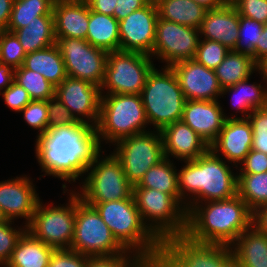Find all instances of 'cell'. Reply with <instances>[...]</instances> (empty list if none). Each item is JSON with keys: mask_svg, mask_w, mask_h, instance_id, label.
<instances>
[{"mask_svg": "<svg viewBox=\"0 0 267 267\" xmlns=\"http://www.w3.org/2000/svg\"><path fill=\"white\" fill-rule=\"evenodd\" d=\"M35 153L42 172L76 182L101 151L96 127L88 123L48 129L35 140Z\"/></svg>", "mask_w": 267, "mask_h": 267, "instance_id": "1", "label": "cell"}, {"mask_svg": "<svg viewBox=\"0 0 267 267\" xmlns=\"http://www.w3.org/2000/svg\"><path fill=\"white\" fill-rule=\"evenodd\" d=\"M184 163L178 170L177 181L180 203L187 212L195 204L227 200L237 195L238 172L234 173L220 155L209 149L195 160Z\"/></svg>", "mask_w": 267, "mask_h": 267, "instance_id": "2", "label": "cell"}, {"mask_svg": "<svg viewBox=\"0 0 267 267\" xmlns=\"http://www.w3.org/2000/svg\"><path fill=\"white\" fill-rule=\"evenodd\" d=\"M252 224L253 212L237 194L227 200L195 204L187 212L185 235L196 242L231 246Z\"/></svg>", "mask_w": 267, "mask_h": 267, "instance_id": "3", "label": "cell"}, {"mask_svg": "<svg viewBox=\"0 0 267 267\" xmlns=\"http://www.w3.org/2000/svg\"><path fill=\"white\" fill-rule=\"evenodd\" d=\"M93 206L117 241L128 251L148 257L162 242L144 224L133 195L110 202H84Z\"/></svg>", "mask_w": 267, "mask_h": 267, "instance_id": "4", "label": "cell"}, {"mask_svg": "<svg viewBox=\"0 0 267 267\" xmlns=\"http://www.w3.org/2000/svg\"><path fill=\"white\" fill-rule=\"evenodd\" d=\"M140 95L147 122L155 130L182 119L186 98L171 67L164 66L160 71L154 66Z\"/></svg>", "mask_w": 267, "mask_h": 267, "instance_id": "5", "label": "cell"}, {"mask_svg": "<svg viewBox=\"0 0 267 267\" xmlns=\"http://www.w3.org/2000/svg\"><path fill=\"white\" fill-rule=\"evenodd\" d=\"M105 93L101 94L100 115L96 126L100 144L105 141L106 144L114 145L122 138L147 131L149 124L140 94Z\"/></svg>", "mask_w": 267, "mask_h": 267, "instance_id": "6", "label": "cell"}, {"mask_svg": "<svg viewBox=\"0 0 267 267\" xmlns=\"http://www.w3.org/2000/svg\"><path fill=\"white\" fill-rule=\"evenodd\" d=\"M133 197L144 224L162 243L186 233L187 210L174 196L153 188H133Z\"/></svg>", "mask_w": 267, "mask_h": 267, "instance_id": "7", "label": "cell"}, {"mask_svg": "<svg viewBox=\"0 0 267 267\" xmlns=\"http://www.w3.org/2000/svg\"><path fill=\"white\" fill-rule=\"evenodd\" d=\"M71 250L91 258L113 257L127 250L113 236L97 210L75 192V225Z\"/></svg>", "mask_w": 267, "mask_h": 267, "instance_id": "8", "label": "cell"}, {"mask_svg": "<svg viewBox=\"0 0 267 267\" xmlns=\"http://www.w3.org/2000/svg\"><path fill=\"white\" fill-rule=\"evenodd\" d=\"M100 153L88 167L87 177L76 192L83 202H110L130 198L133 185L127 180L120 161L113 153Z\"/></svg>", "mask_w": 267, "mask_h": 267, "instance_id": "9", "label": "cell"}, {"mask_svg": "<svg viewBox=\"0 0 267 267\" xmlns=\"http://www.w3.org/2000/svg\"><path fill=\"white\" fill-rule=\"evenodd\" d=\"M152 57L130 51L108 53L101 94H141L149 72L154 67Z\"/></svg>", "mask_w": 267, "mask_h": 267, "instance_id": "10", "label": "cell"}, {"mask_svg": "<svg viewBox=\"0 0 267 267\" xmlns=\"http://www.w3.org/2000/svg\"><path fill=\"white\" fill-rule=\"evenodd\" d=\"M113 154L120 161L127 180L134 186L144 174L165 158L162 134L145 131L122 138L114 144Z\"/></svg>", "mask_w": 267, "mask_h": 267, "instance_id": "11", "label": "cell"}, {"mask_svg": "<svg viewBox=\"0 0 267 267\" xmlns=\"http://www.w3.org/2000/svg\"><path fill=\"white\" fill-rule=\"evenodd\" d=\"M67 193H70L69 203L65 206H55L53 203L47 206L39 200L32 221L27 226V231L35 238L55 250L70 249L74 236L75 191Z\"/></svg>", "mask_w": 267, "mask_h": 267, "instance_id": "12", "label": "cell"}, {"mask_svg": "<svg viewBox=\"0 0 267 267\" xmlns=\"http://www.w3.org/2000/svg\"><path fill=\"white\" fill-rule=\"evenodd\" d=\"M67 76L101 86L105 76L108 52L80 38H56Z\"/></svg>", "mask_w": 267, "mask_h": 267, "instance_id": "13", "label": "cell"}, {"mask_svg": "<svg viewBox=\"0 0 267 267\" xmlns=\"http://www.w3.org/2000/svg\"><path fill=\"white\" fill-rule=\"evenodd\" d=\"M199 35V29L158 17L152 57L157 56L167 67L194 59Z\"/></svg>", "mask_w": 267, "mask_h": 267, "instance_id": "14", "label": "cell"}, {"mask_svg": "<svg viewBox=\"0 0 267 267\" xmlns=\"http://www.w3.org/2000/svg\"><path fill=\"white\" fill-rule=\"evenodd\" d=\"M158 10L154 0L119 21L120 50L152 57Z\"/></svg>", "mask_w": 267, "mask_h": 267, "instance_id": "15", "label": "cell"}, {"mask_svg": "<svg viewBox=\"0 0 267 267\" xmlns=\"http://www.w3.org/2000/svg\"><path fill=\"white\" fill-rule=\"evenodd\" d=\"M57 97L82 123L96 127L100 115V87L90 82L67 76L56 88Z\"/></svg>", "mask_w": 267, "mask_h": 267, "instance_id": "16", "label": "cell"}, {"mask_svg": "<svg viewBox=\"0 0 267 267\" xmlns=\"http://www.w3.org/2000/svg\"><path fill=\"white\" fill-rule=\"evenodd\" d=\"M39 200L35 185L27 175L0 182V210L6 220L14 223L23 217L27 227Z\"/></svg>", "mask_w": 267, "mask_h": 267, "instance_id": "17", "label": "cell"}, {"mask_svg": "<svg viewBox=\"0 0 267 267\" xmlns=\"http://www.w3.org/2000/svg\"><path fill=\"white\" fill-rule=\"evenodd\" d=\"M163 244L186 267H223L232 254L229 245L196 242L185 234L169 237Z\"/></svg>", "mask_w": 267, "mask_h": 267, "instance_id": "18", "label": "cell"}, {"mask_svg": "<svg viewBox=\"0 0 267 267\" xmlns=\"http://www.w3.org/2000/svg\"><path fill=\"white\" fill-rule=\"evenodd\" d=\"M186 100L215 101L221 96L222 88L212 69L195 59L181 61L171 66Z\"/></svg>", "mask_w": 267, "mask_h": 267, "instance_id": "19", "label": "cell"}, {"mask_svg": "<svg viewBox=\"0 0 267 267\" xmlns=\"http://www.w3.org/2000/svg\"><path fill=\"white\" fill-rule=\"evenodd\" d=\"M252 143V127L248 119H226L217 138L209 145V149L215 155L221 153L223 159L231 165L233 162V166L237 168L250 152Z\"/></svg>", "mask_w": 267, "mask_h": 267, "instance_id": "20", "label": "cell"}, {"mask_svg": "<svg viewBox=\"0 0 267 267\" xmlns=\"http://www.w3.org/2000/svg\"><path fill=\"white\" fill-rule=\"evenodd\" d=\"M226 119H237L225 115L219 100H186L182 121L210 145L220 133Z\"/></svg>", "mask_w": 267, "mask_h": 267, "instance_id": "21", "label": "cell"}, {"mask_svg": "<svg viewBox=\"0 0 267 267\" xmlns=\"http://www.w3.org/2000/svg\"><path fill=\"white\" fill-rule=\"evenodd\" d=\"M160 132L166 158L195 160L209 150L207 142L182 120L165 126Z\"/></svg>", "mask_w": 267, "mask_h": 267, "instance_id": "22", "label": "cell"}, {"mask_svg": "<svg viewBox=\"0 0 267 267\" xmlns=\"http://www.w3.org/2000/svg\"><path fill=\"white\" fill-rule=\"evenodd\" d=\"M200 38L220 42L236 50L239 39V13L232 4L207 10L199 28Z\"/></svg>", "mask_w": 267, "mask_h": 267, "instance_id": "23", "label": "cell"}, {"mask_svg": "<svg viewBox=\"0 0 267 267\" xmlns=\"http://www.w3.org/2000/svg\"><path fill=\"white\" fill-rule=\"evenodd\" d=\"M55 37L86 40L89 6L82 0H55L53 6Z\"/></svg>", "mask_w": 267, "mask_h": 267, "instance_id": "24", "label": "cell"}, {"mask_svg": "<svg viewBox=\"0 0 267 267\" xmlns=\"http://www.w3.org/2000/svg\"><path fill=\"white\" fill-rule=\"evenodd\" d=\"M230 247L243 267H267V235L253 224Z\"/></svg>", "mask_w": 267, "mask_h": 267, "instance_id": "25", "label": "cell"}, {"mask_svg": "<svg viewBox=\"0 0 267 267\" xmlns=\"http://www.w3.org/2000/svg\"><path fill=\"white\" fill-rule=\"evenodd\" d=\"M54 250L26 230L5 267H48Z\"/></svg>", "mask_w": 267, "mask_h": 267, "instance_id": "26", "label": "cell"}, {"mask_svg": "<svg viewBox=\"0 0 267 267\" xmlns=\"http://www.w3.org/2000/svg\"><path fill=\"white\" fill-rule=\"evenodd\" d=\"M23 66L45 77L55 88L67 77L58 45L27 53Z\"/></svg>", "mask_w": 267, "mask_h": 267, "instance_id": "27", "label": "cell"}, {"mask_svg": "<svg viewBox=\"0 0 267 267\" xmlns=\"http://www.w3.org/2000/svg\"><path fill=\"white\" fill-rule=\"evenodd\" d=\"M86 40L108 53L120 50L119 21L113 16L94 12L89 8Z\"/></svg>", "mask_w": 267, "mask_h": 267, "instance_id": "28", "label": "cell"}, {"mask_svg": "<svg viewBox=\"0 0 267 267\" xmlns=\"http://www.w3.org/2000/svg\"><path fill=\"white\" fill-rule=\"evenodd\" d=\"M250 77L235 84L222 89L221 96L227 93L233 94L231 105L236 109V113L241 112L243 117L237 119H247L248 116L257 108L267 106V88L263 84H248ZM237 107V108H236ZM238 110V111H237ZM251 111V112H250Z\"/></svg>", "mask_w": 267, "mask_h": 267, "instance_id": "29", "label": "cell"}, {"mask_svg": "<svg viewBox=\"0 0 267 267\" xmlns=\"http://www.w3.org/2000/svg\"><path fill=\"white\" fill-rule=\"evenodd\" d=\"M13 33L26 54L48 48L56 43L54 16H37V20Z\"/></svg>", "mask_w": 267, "mask_h": 267, "instance_id": "30", "label": "cell"}, {"mask_svg": "<svg viewBox=\"0 0 267 267\" xmlns=\"http://www.w3.org/2000/svg\"><path fill=\"white\" fill-rule=\"evenodd\" d=\"M158 17L199 29L207 9L193 0H154Z\"/></svg>", "mask_w": 267, "mask_h": 267, "instance_id": "31", "label": "cell"}, {"mask_svg": "<svg viewBox=\"0 0 267 267\" xmlns=\"http://www.w3.org/2000/svg\"><path fill=\"white\" fill-rule=\"evenodd\" d=\"M255 69L256 62L250 54L230 50L214 72L224 89L251 77Z\"/></svg>", "mask_w": 267, "mask_h": 267, "instance_id": "32", "label": "cell"}, {"mask_svg": "<svg viewBox=\"0 0 267 267\" xmlns=\"http://www.w3.org/2000/svg\"><path fill=\"white\" fill-rule=\"evenodd\" d=\"M178 172L170 158H164L152 166L133 188H153L174 196L180 202Z\"/></svg>", "mask_w": 267, "mask_h": 267, "instance_id": "33", "label": "cell"}, {"mask_svg": "<svg viewBox=\"0 0 267 267\" xmlns=\"http://www.w3.org/2000/svg\"><path fill=\"white\" fill-rule=\"evenodd\" d=\"M54 3L55 0H14L7 31L23 28L37 16H54Z\"/></svg>", "mask_w": 267, "mask_h": 267, "instance_id": "34", "label": "cell"}, {"mask_svg": "<svg viewBox=\"0 0 267 267\" xmlns=\"http://www.w3.org/2000/svg\"><path fill=\"white\" fill-rule=\"evenodd\" d=\"M237 194L245 201L254 213L258 208L267 204V172L239 173Z\"/></svg>", "mask_w": 267, "mask_h": 267, "instance_id": "35", "label": "cell"}, {"mask_svg": "<svg viewBox=\"0 0 267 267\" xmlns=\"http://www.w3.org/2000/svg\"><path fill=\"white\" fill-rule=\"evenodd\" d=\"M14 82L22 86L32 100H49L55 96V87L43 75L23 65L14 69Z\"/></svg>", "mask_w": 267, "mask_h": 267, "instance_id": "36", "label": "cell"}, {"mask_svg": "<svg viewBox=\"0 0 267 267\" xmlns=\"http://www.w3.org/2000/svg\"><path fill=\"white\" fill-rule=\"evenodd\" d=\"M26 52L23 50L17 36L10 31H0V60L1 64L17 69L23 65Z\"/></svg>", "mask_w": 267, "mask_h": 267, "instance_id": "37", "label": "cell"}, {"mask_svg": "<svg viewBox=\"0 0 267 267\" xmlns=\"http://www.w3.org/2000/svg\"><path fill=\"white\" fill-rule=\"evenodd\" d=\"M264 24L239 15V39L236 51L250 54L258 43Z\"/></svg>", "mask_w": 267, "mask_h": 267, "instance_id": "38", "label": "cell"}, {"mask_svg": "<svg viewBox=\"0 0 267 267\" xmlns=\"http://www.w3.org/2000/svg\"><path fill=\"white\" fill-rule=\"evenodd\" d=\"M230 50L220 42L199 39L195 60L208 69L214 70Z\"/></svg>", "mask_w": 267, "mask_h": 267, "instance_id": "39", "label": "cell"}, {"mask_svg": "<svg viewBox=\"0 0 267 267\" xmlns=\"http://www.w3.org/2000/svg\"><path fill=\"white\" fill-rule=\"evenodd\" d=\"M12 221L5 220L0 223V266H5L10 260L12 252L17 245L18 240L27 230L24 225L20 227H12Z\"/></svg>", "mask_w": 267, "mask_h": 267, "instance_id": "40", "label": "cell"}, {"mask_svg": "<svg viewBox=\"0 0 267 267\" xmlns=\"http://www.w3.org/2000/svg\"><path fill=\"white\" fill-rule=\"evenodd\" d=\"M87 267H147V257L127 250L118 256L90 258Z\"/></svg>", "mask_w": 267, "mask_h": 267, "instance_id": "41", "label": "cell"}, {"mask_svg": "<svg viewBox=\"0 0 267 267\" xmlns=\"http://www.w3.org/2000/svg\"><path fill=\"white\" fill-rule=\"evenodd\" d=\"M20 112L23 113L25 122L33 129L38 130V135L48 130L47 100H32Z\"/></svg>", "mask_w": 267, "mask_h": 267, "instance_id": "42", "label": "cell"}, {"mask_svg": "<svg viewBox=\"0 0 267 267\" xmlns=\"http://www.w3.org/2000/svg\"><path fill=\"white\" fill-rule=\"evenodd\" d=\"M252 127V148L267 154V106L255 109L247 118Z\"/></svg>", "mask_w": 267, "mask_h": 267, "instance_id": "43", "label": "cell"}, {"mask_svg": "<svg viewBox=\"0 0 267 267\" xmlns=\"http://www.w3.org/2000/svg\"><path fill=\"white\" fill-rule=\"evenodd\" d=\"M48 129L56 127L80 124L72 112L57 98L47 100Z\"/></svg>", "mask_w": 267, "mask_h": 267, "instance_id": "44", "label": "cell"}, {"mask_svg": "<svg viewBox=\"0 0 267 267\" xmlns=\"http://www.w3.org/2000/svg\"><path fill=\"white\" fill-rule=\"evenodd\" d=\"M232 5L240 16L267 24V0H235Z\"/></svg>", "mask_w": 267, "mask_h": 267, "instance_id": "45", "label": "cell"}, {"mask_svg": "<svg viewBox=\"0 0 267 267\" xmlns=\"http://www.w3.org/2000/svg\"><path fill=\"white\" fill-rule=\"evenodd\" d=\"M90 258L71 249H58L52 253L48 267H87Z\"/></svg>", "mask_w": 267, "mask_h": 267, "instance_id": "46", "label": "cell"}, {"mask_svg": "<svg viewBox=\"0 0 267 267\" xmlns=\"http://www.w3.org/2000/svg\"><path fill=\"white\" fill-rule=\"evenodd\" d=\"M0 94L2 95L5 104L9 107V109L19 113L27 104L32 101L27 91L16 82H13Z\"/></svg>", "mask_w": 267, "mask_h": 267, "instance_id": "47", "label": "cell"}, {"mask_svg": "<svg viewBox=\"0 0 267 267\" xmlns=\"http://www.w3.org/2000/svg\"><path fill=\"white\" fill-rule=\"evenodd\" d=\"M147 267H186L163 243L147 257Z\"/></svg>", "mask_w": 267, "mask_h": 267, "instance_id": "48", "label": "cell"}, {"mask_svg": "<svg viewBox=\"0 0 267 267\" xmlns=\"http://www.w3.org/2000/svg\"><path fill=\"white\" fill-rule=\"evenodd\" d=\"M239 166L240 173L267 172V154L251 149Z\"/></svg>", "mask_w": 267, "mask_h": 267, "instance_id": "49", "label": "cell"}, {"mask_svg": "<svg viewBox=\"0 0 267 267\" xmlns=\"http://www.w3.org/2000/svg\"><path fill=\"white\" fill-rule=\"evenodd\" d=\"M151 0H117L113 17L117 21L123 20L135 10L145 7Z\"/></svg>", "mask_w": 267, "mask_h": 267, "instance_id": "50", "label": "cell"}, {"mask_svg": "<svg viewBox=\"0 0 267 267\" xmlns=\"http://www.w3.org/2000/svg\"><path fill=\"white\" fill-rule=\"evenodd\" d=\"M89 8L98 13L113 16L117 0H87Z\"/></svg>", "mask_w": 267, "mask_h": 267, "instance_id": "51", "label": "cell"}, {"mask_svg": "<svg viewBox=\"0 0 267 267\" xmlns=\"http://www.w3.org/2000/svg\"><path fill=\"white\" fill-rule=\"evenodd\" d=\"M264 57H267V24L264 25L258 43L253 48V60L255 62Z\"/></svg>", "mask_w": 267, "mask_h": 267, "instance_id": "52", "label": "cell"}, {"mask_svg": "<svg viewBox=\"0 0 267 267\" xmlns=\"http://www.w3.org/2000/svg\"><path fill=\"white\" fill-rule=\"evenodd\" d=\"M14 0H0V31L7 30Z\"/></svg>", "mask_w": 267, "mask_h": 267, "instance_id": "53", "label": "cell"}, {"mask_svg": "<svg viewBox=\"0 0 267 267\" xmlns=\"http://www.w3.org/2000/svg\"><path fill=\"white\" fill-rule=\"evenodd\" d=\"M253 225L267 235V204L253 213Z\"/></svg>", "mask_w": 267, "mask_h": 267, "instance_id": "54", "label": "cell"}, {"mask_svg": "<svg viewBox=\"0 0 267 267\" xmlns=\"http://www.w3.org/2000/svg\"><path fill=\"white\" fill-rule=\"evenodd\" d=\"M14 82V69L5 64H0V93Z\"/></svg>", "mask_w": 267, "mask_h": 267, "instance_id": "55", "label": "cell"}, {"mask_svg": "<svg viewBox=\"0 0 267 267\" xmlns=\"http://www.w3.org/2000/svg\"><path fill=\"white\" fill-rule=\"evenodd\" d=\"M193 1L203 6L207 10L216 9L226 4L223 0H193Z\"/></svg>", "mask_w": 267, "mask_h": 267, "instance_id": "56", "label": "cell"}, {"mask_svg": "<svg viewBox=\"0 0 267 267\" xmlns=\"http://www.w3.org/2000/svg\"><path fill=\"white\" fill-rule=\"evenodd\" d=\"M256 71H258V73L261 75V77H263V81H265L264 83L267 84V57H264L262 59H259L256 62ZM267 88V86H265Z\"/></svg>", "mask_w": 267, "mask_h": 267, "instance_id": "57", "label": "cell"}, {"mask_svg": "<svg viewBox=\"0 0 267 267\" xmlns=\"http://www.w3.org/2000/svg\"><path fill=\"white\" fill-rule=\"evenodd\" d=\"M223 267H243L241 263L231 254L224 262Z\"/></svg>", "mask_w": 267, "mask_h": 267, "instance_id": "58", "label": "cell"}, {"mask_svg": "<svg viewBox=\"0 0 267 267\" xmlns=\"http://www.w3.org/2000/svg\"><path fill=\"white\" fill-rule=\"evenodd\" d=\"M6 219H5V217L3 216V214H2V212H1V210H0V223L1 222H4Z\"/></svg>", "mask_w": 267, "mask_h": 267, "instance_id": "59", "label": "cell"}, {"mask_svg": "<svg viewBox=\"0 0 267 267\" xmlns=\"http://www.w3.org/2000/svg\"><path fill=\"white\" fill-rule=\"evenodd\" d=\"M226 4H232L235 0H223Z\"/></svg>", "mask_w": 267, "mask_h": 267, "instance_id": "60", "label": "cell"}]
</instances>
